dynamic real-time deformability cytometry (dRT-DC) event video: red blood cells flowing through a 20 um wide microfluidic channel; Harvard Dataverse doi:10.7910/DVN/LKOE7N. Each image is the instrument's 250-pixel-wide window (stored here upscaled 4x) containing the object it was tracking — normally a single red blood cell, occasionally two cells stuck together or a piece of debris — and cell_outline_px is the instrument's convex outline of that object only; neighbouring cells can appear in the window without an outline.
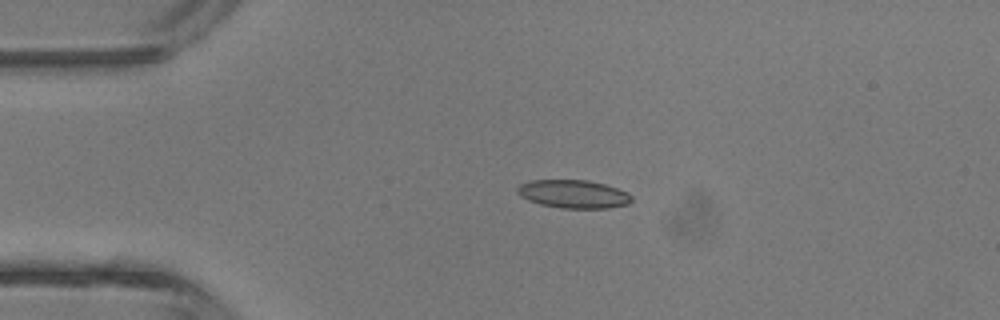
{"species": "common noctule bat (a hibernating species)", "species_latin": "Nyctalus noctula", "temperature_condition": "room temperature", "stored_images_in_passage": 4, "camera_frame_rate_fps": 3000, "um_per_image_px": 0.085, "animal": {"sex": "male", "body_mass_g": 13.3}, "frame": {"image": 1, "passage_image": 2, "time_ms": 2.0, "image_size_px": [1000, 320], "cell_outline_px": [[632, 200], [628, 204], [608, 208], [560, 208], [540, 204], [528, 200], [520, 196], [516, 192], [516, 188], [520, 184], [532, 180], [588, 180], [604, 184], [628, 192], [632, 196]], "centroid_in_image_um": [48.73, 16.49], "position_along_channel_um": 36.3, "area_um2": 18.84}}